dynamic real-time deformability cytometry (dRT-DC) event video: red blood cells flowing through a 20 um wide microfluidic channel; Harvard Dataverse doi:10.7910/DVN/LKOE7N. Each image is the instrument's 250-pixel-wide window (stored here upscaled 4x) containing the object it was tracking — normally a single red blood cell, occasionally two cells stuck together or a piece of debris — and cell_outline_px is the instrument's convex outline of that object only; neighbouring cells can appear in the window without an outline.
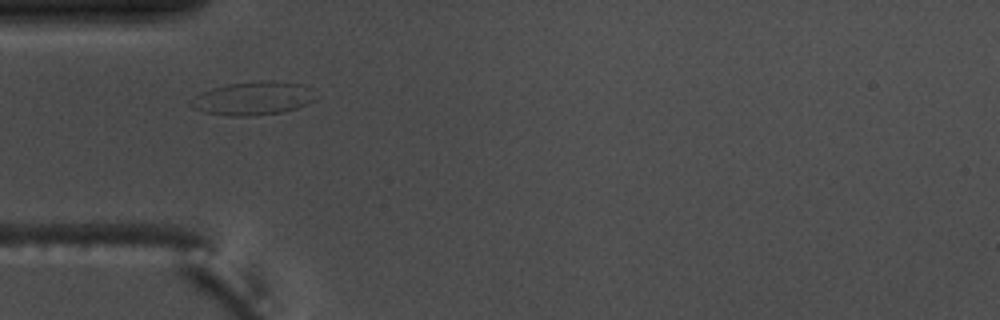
{"species": "common noctule bat (a hibernating species)", "species_latin": "Nyctalus noctula", "temperature_condition": "warm", "stored_images_in_passage": 39, "camera_frame_rate_fps": 3000, "um_per_image_px": 0.085, "animal": {"sex": "male", "body_mass_g": 17.5, "forearm_length_mm": 52.3}, "frame": {"image": 1, "passage_image": 1, "time_ms": 0.0, "image_size_px": [1000, 320], "cell_outline_px": [[312, 100], [296, 108], [280, 112], [248, 116], [228, 116], [204, 112], [192, 108], [188, 104], [188, 100], [200, 92], [212, 88], [228, 84], [260, 80], [300, 84], [312, 88]], "centroid_in_image_um": [21.39, 8.36], "position_along_channel_um": 63.6, "area_um2": 24.04}}
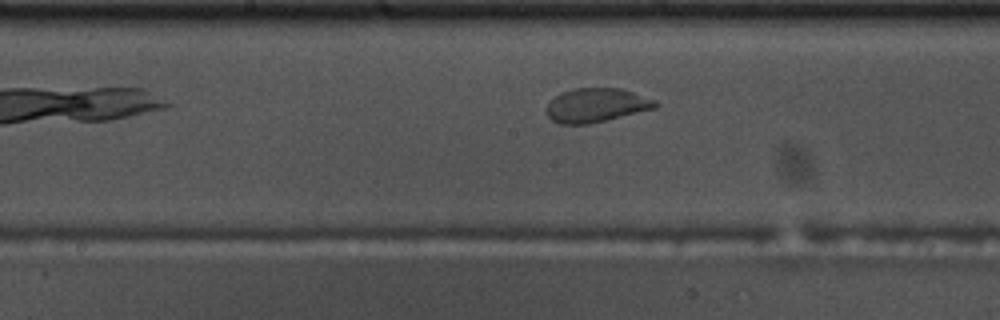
{"frame": {"image": 2, "passage_image": 12, "time_ms": 3.667, "image_size_px": [1000, 320], "cell_outline_px": [[660, 104], [656, 108], [588, 124], [560, 124], [552, 120], [548, 116], [548, 104], [560, 92], [572, 88], [620, 88], [656, 100]], "centroid_in_image_um": [50.7, 8.93], "position_along_channel_um": 197.5, "area_um2": 21.39}}
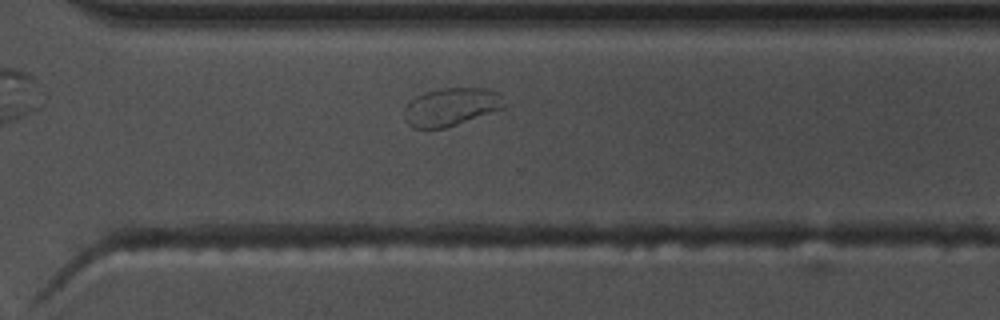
{"frame": {"image": 3, "passage_image": 23, "time_ms": 7.333, "image_size_px": [1000, 320], "cell_outline_px": [[504, 108], [444, 128], [412, 128], [404, 120], [404, 108], [416, 96], [424, 92], [444, 88], [484, 88], [496, 92], [500, 96], [504, 104]], "centroid_in_image_um": [38.29, 9.09], "position_along_channel_um": 332.3, "area_um2": 21.79}}